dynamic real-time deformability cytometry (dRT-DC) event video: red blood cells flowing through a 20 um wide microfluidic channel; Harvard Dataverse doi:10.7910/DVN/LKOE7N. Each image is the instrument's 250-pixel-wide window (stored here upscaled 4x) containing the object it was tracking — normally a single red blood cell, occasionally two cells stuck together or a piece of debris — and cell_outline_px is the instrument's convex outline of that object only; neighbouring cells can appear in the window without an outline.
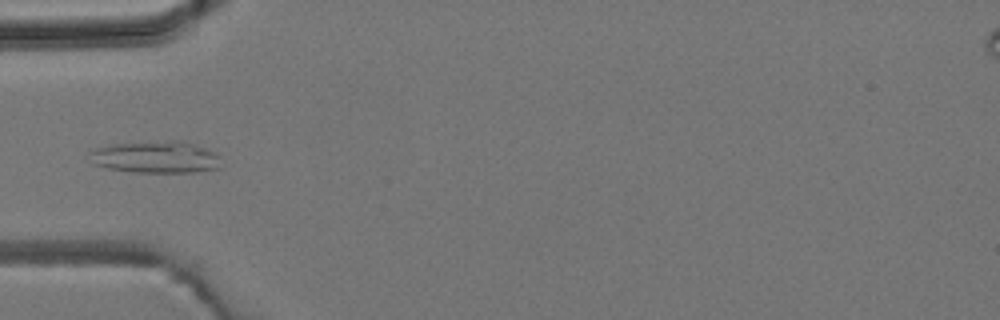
{"species": "common noctule bat (a hibernating species)", "species_latin": "Nyctalus noctula", "temperature_condition": "room temperature", "stored_images_in_passage": 4, "camera_frame_rate_fps": 3000, "um_per_image_px": 0.085, "animal": {"sex": "male", "body_mass_g": 19.2, "forearm_length_mm": 51.8}, "frame": {"image": 1, "passage_image": 4, "time_ms": 3.667, "image_size_px": [1000, 320], "cell_outline_px": [[220, 168], [196, 172], [132, 172], [108, 168], [92, 164], [92, 152], [96, 148], [112, 144], [172, 140], [184, 140], [204, 148], [220, 156]], "centroid_in_image_um": [13.28, 13.35], "position_along_channel_um": 71.7, "area_um2": 24.39}}